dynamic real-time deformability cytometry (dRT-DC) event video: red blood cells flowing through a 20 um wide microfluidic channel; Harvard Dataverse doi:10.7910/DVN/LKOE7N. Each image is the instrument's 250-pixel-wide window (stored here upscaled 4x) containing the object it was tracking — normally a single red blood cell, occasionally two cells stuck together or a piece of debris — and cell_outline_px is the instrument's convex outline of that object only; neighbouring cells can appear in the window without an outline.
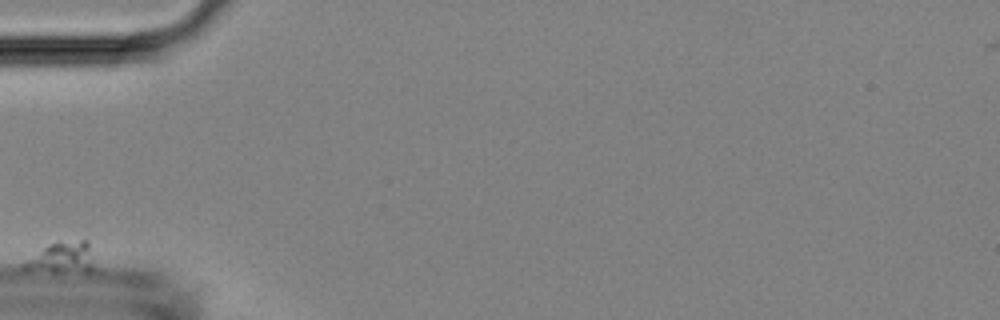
{"species": "Egyptian fruit bat (a non-hibernating species)", "species_latin": "Rousettus aegyptiacus", "temperature_condition": "room temperature", "stored_images_in_passage": 12, "camera_frame_rate_fps": 3000, "um_per_image_px": 0.085, "animal": {"sex": "female"}, "frame": {"image": 1, "passage_image": 1, "time_ms": 0.0, "image_size_px": [1000, 320], "cell_outline_px": [[92, 272], [52, 272], [20, 268], [20, 264], [24, 260], [48, 244], [80, 240], [88, 240], [92, 264]], "centroid_in_image_um": [5.21, 21.93], "position_along_channel_um": 79.8, "area_um2": 12.66}}
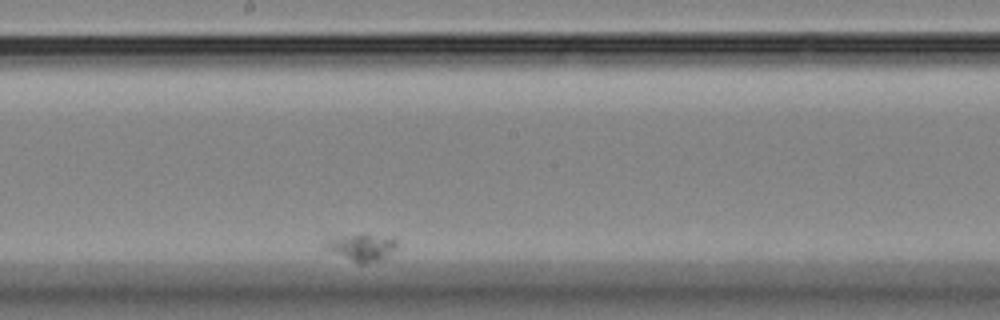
{"frame": {"image": 2, "passage_image": 8, "time_ms": 8.0, "image_size_px": [1000, 320], "cell_outline_px": [[396, 248], [388, 256], [380, 260], [364, 264], [360, 264], [324, 248], [320, 244], [320, 240], [360, 232], [392, 236], [396, 240]], "centroid_in_image_um": [30.71, 20.97], "position_along_channel_um": 217.5, "area_um2": 11.91}}
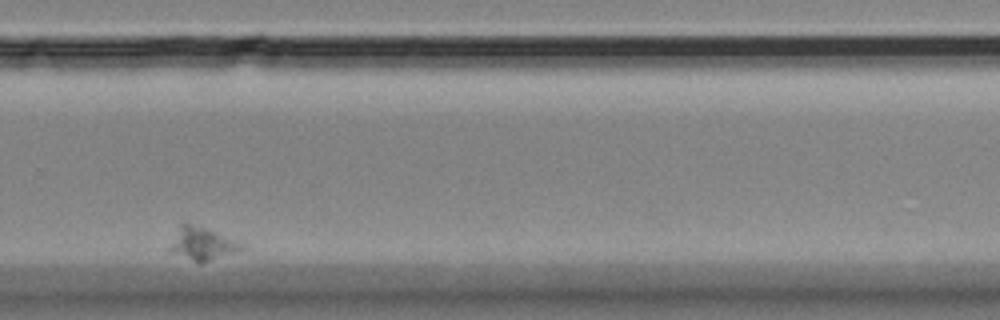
{"frame": {"image": 3, "passage_image": 11, "time_ms": 12.333, "image_size_px": [1000, 320], "cell_outline_px": [[244, 244], [236, 252], [200, 264], [168, 252], [168, 248], [180, 224], [192, 224], [204, 228]], "centroid_in_image_um": [17.11, 20.76], "position_along_channel_um": 312.7, "area_um2": 13.41}}